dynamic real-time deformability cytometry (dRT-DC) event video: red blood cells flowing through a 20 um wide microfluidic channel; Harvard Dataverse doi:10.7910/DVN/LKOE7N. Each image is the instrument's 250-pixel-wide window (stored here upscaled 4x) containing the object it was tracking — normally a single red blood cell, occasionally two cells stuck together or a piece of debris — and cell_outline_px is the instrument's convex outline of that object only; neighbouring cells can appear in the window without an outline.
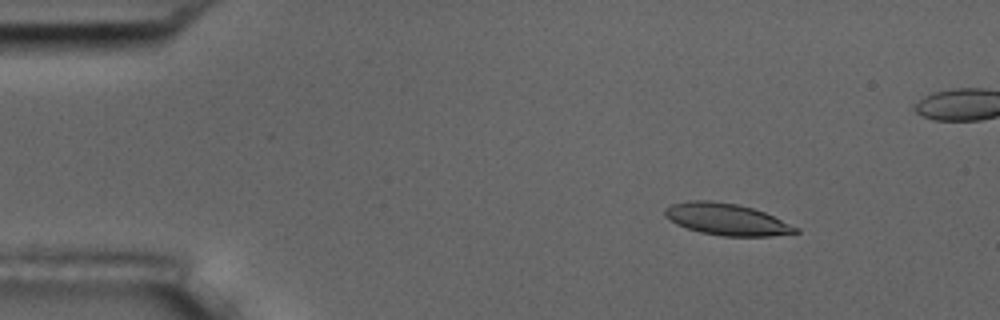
{"species": "common noctule bat (a hibernating species)", "species_latin": "Nyctalus noctula", "temperature_condition": "room temperature", "stored_images_in_passage": 5, "camera_frame_rate_fps": 3000, "um_per_image_px": 0.085, "animal": {"sex": "male", "body_mass_g": 17.5, "forearm_length_mm": 52.3}, "frame": {"image": 1, "passage_image": 2, "time_ms": 2.0, "image_size_px": [1000, 320], "cell_outline_px": [[800, 232], [772, 236], [724, 236], [700, 232], [676, 224], [664, 216], [664, 208], [672, 204], [688, 200], [708, 200], [736, 204], [752, 208], [764, 212], [800, 228]], "centroid_in_image_um": [61.75, 18.64], "position_along_channel_um": 23.2, "area_um2": 24.1}}